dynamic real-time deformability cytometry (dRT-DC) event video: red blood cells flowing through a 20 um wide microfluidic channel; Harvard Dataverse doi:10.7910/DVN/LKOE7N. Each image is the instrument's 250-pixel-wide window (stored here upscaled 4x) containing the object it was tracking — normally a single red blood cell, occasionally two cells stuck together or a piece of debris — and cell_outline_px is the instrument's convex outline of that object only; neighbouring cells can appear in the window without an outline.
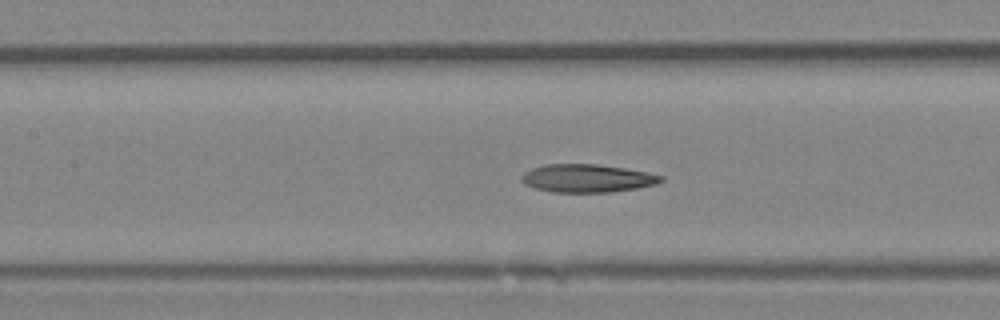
{"species": "Egyptian fruit bat (a non-hibernating species)", "species_latin": "Rousettus aegyptiacus", "temperature_condition": "room temperature", "stored_images_in_passage": 38, "camera_frame_rate_fps": 3000, "um_per_image_px": 0.085, "animal": {"sex": "female"}, "frame": {"image": 1, "passage_image": 12, "time_ms": 3.667, "image_size_px": [1000, 320], "cell_outline_px": [[664, 180], [656, 184], [636, 188], [608, 192], [552, 192], [536, 188], [524, 184], [520, 176], [524, 172], [532, 168], [544, 164], [596, 164], [624, 168], [648, 172], [664, 176]], "centroid_in_image_um": [49.9, 15.15], "position_along_channel_um": 157.5, "area_um2": 22.77}}